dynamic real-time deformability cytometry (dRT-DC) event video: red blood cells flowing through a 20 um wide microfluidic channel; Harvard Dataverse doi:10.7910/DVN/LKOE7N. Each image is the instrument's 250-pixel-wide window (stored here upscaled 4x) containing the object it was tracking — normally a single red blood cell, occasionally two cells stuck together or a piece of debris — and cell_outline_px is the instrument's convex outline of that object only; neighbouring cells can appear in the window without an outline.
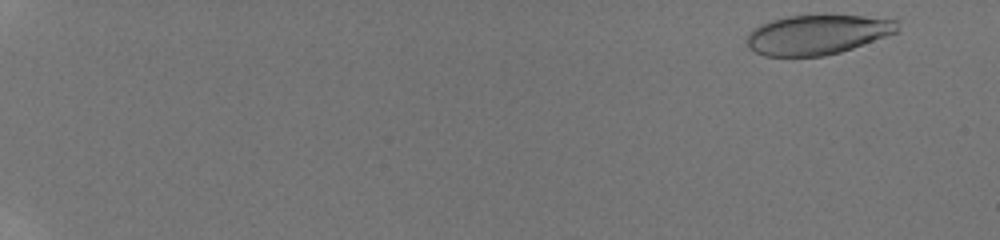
{"species": "human", "species_latin": "Homo sapiens", "temperature_condition": "room temperature", "stored_images_in_passage": 16, "camera_frame_rate_fps": 3000, "um_per_image_px": 0.085, "donor": {"sex": "male"}, "frame": {"image": 1, "passage_image": 2, "time_ms": 0.333, "image_size_px": [1000, 240], "cell_outline_px": [[900, 32], [840, 52], [824, 56], [764, 56], [748, 48], [748, 32], [752, 28], [760, 24], [772, 20], [788, 16], [824, 12], [896, 20]], "centroid_in_image_um": [69.48, 2.9], "position_along_channel_um": 15.5, "area_um2": 35.66}}
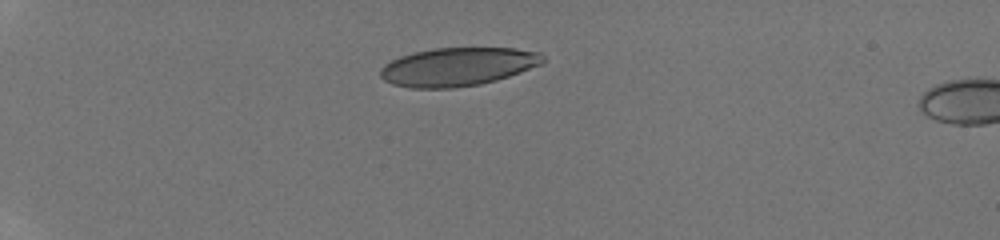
{"frame": {"image": 2, "passage_image": 13, "time_ms": 4.667, "image_size_px": [1000, 240], "cell_outline_px": [[544, 60], [540, 64], [520, 72], [496, 80], [480, 84], [452, 88], [412, 88], [392, 84], [384, 80], [380, 76], [380, 68], [384, 64], [400, 56], [412, 52], [432, 48], [516, 48], [540, 52], [544, 56]], "centroid_in_image_um": [38.88, 5.67], "position_along_channel_um": 46.1, "area_um2": 36.41}}